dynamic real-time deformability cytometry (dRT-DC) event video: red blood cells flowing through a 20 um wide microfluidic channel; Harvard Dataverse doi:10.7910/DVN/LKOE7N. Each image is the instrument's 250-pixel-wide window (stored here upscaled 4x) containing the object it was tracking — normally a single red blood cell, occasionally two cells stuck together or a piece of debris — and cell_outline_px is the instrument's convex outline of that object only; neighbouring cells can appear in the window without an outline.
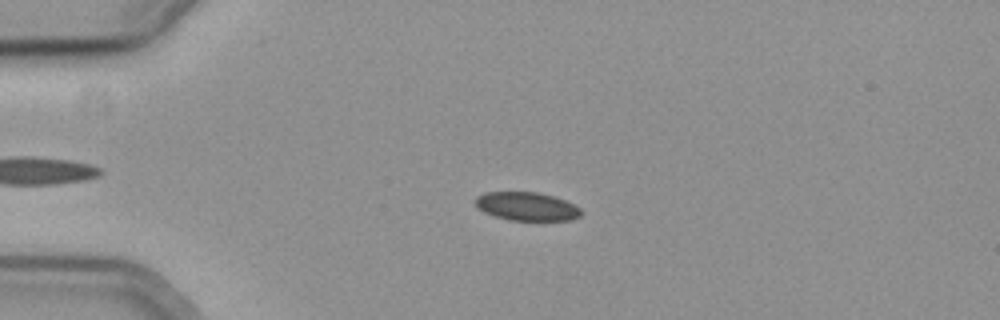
{"species": "common noctule bat (a hibernating species)", "species_latin": "Nyctalus noctula", "temperature_condition": "cold", "stored_images_in_passage": 57, "camera_frame_rate_fps": 3000, "um_per_image_px": 0.085, "animal": {"sex": "female", "body_mass_g": 19.3, "forearm_length_mm": 54.1}, "frame": {"image": 1, "passage_image": 14, "time_ms": 4.333, "image_size_px": [1000, 320], "cell_outline_px": [[580, 216], [572, 220], [508, 220], [484, 212], [472, 200], [476, 196], [484, 192], [536, 192], [552, 196], [564, 200], [580, 208]], "centroid_in_image_um": [44.73, 17.54], "position_along_channel_um": 40.3, "area_um2": 17.4}}
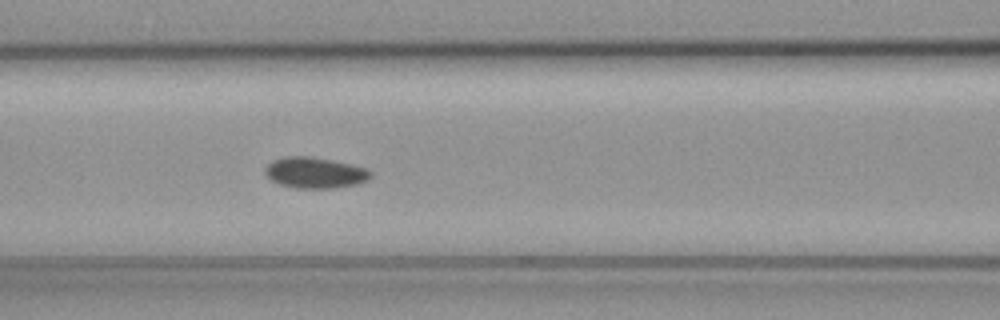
{"frame": {"image": 2, "passage_image": 25, "time_ms": 8.0, "image_size_px": [1000, 320], "cell_outline_px": [[372, 176], [368, 180], [356, 184], [336, 188], [296, 188], [280, 184], [272, 180], [264, 172], [264, 168], [272, 160], [284, 156], [308, 156], [332, 160], [352, 164], [368, 168], [372, 172]], "centroid_in_image_um": [26.79, 14.67], "position_along_channel_um": 139.8, "area_um2": 19.19}}
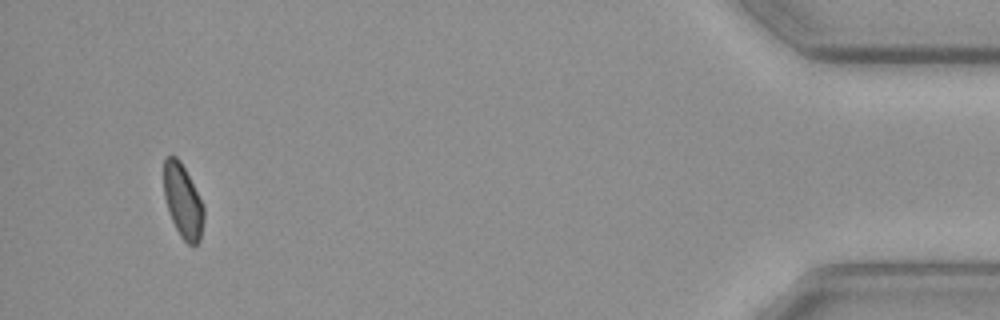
{"frame": {"image": 3, "passage_image": 54, "time_ms": 17.667, "image_size_px": [1000, 320], "cell_outline_px": [[204, 220], [200, 240], [196, 244], [188, 244], [180, 236], [168, 212], [164, 196], [164, 160], [168, 156], [176, 156], [180, 160], [204, 208]], "centroid_in_image_um": [15.53, 17.12], "position_along_channel_um": 419.7, "area_um2": 16.88}, "authors_computed_cell_mechanics": {"area_um2": 18.7272, "velocity_mm_per_s": 3.6783, "shape_relaxation_time_tau1_ms": null, "shape_relaxation_time_tau2_ms": 2.8736, "deformation_change_tau1": null, "deformation_change_tau2": 0.0645}}